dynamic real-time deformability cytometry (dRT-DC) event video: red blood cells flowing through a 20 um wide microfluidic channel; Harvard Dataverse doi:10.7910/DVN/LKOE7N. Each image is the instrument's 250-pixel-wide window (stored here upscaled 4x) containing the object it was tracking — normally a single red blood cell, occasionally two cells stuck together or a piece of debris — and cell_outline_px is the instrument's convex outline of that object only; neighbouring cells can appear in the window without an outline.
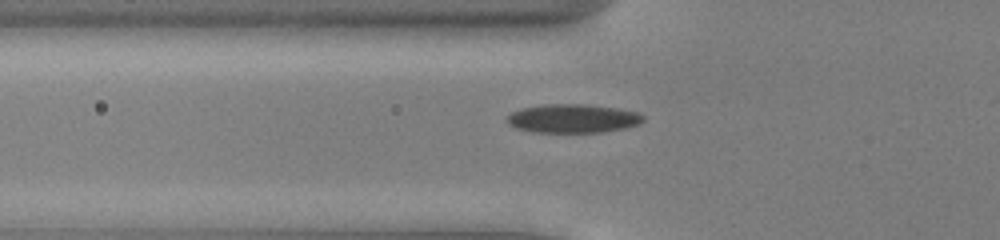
{"species": "common noctule bat (a hibernating species)", "species_latin": "Nyctalus noctula", "temperature_condition": "cold", "stored_images_in_passage": 36, "camera_frame_rate_fps": 3000, "um_per_image_px": 0.085, "animal": {"sex": "male", "body_mass_g": 13.0, "forearm_length_mm": 53.1}, "frame": {"image": 1, "passage_image": 2, "time_ms": 0.333, "image_size_px": [1000, 240], "cell_outline_px": [[644, 120], [640, 124], [624, 128], [604, 132], [532, 132], [516, 128], [508, 124], [504, 120], [512, 112], [524, 108], [544, 104], [584, 104], [616, 108], [636, 112], [644, 116]], "centroid_in_image_um": [48.68, 10.08], "position_along_channel_um": 77.1, "area_um2": 22.77}}
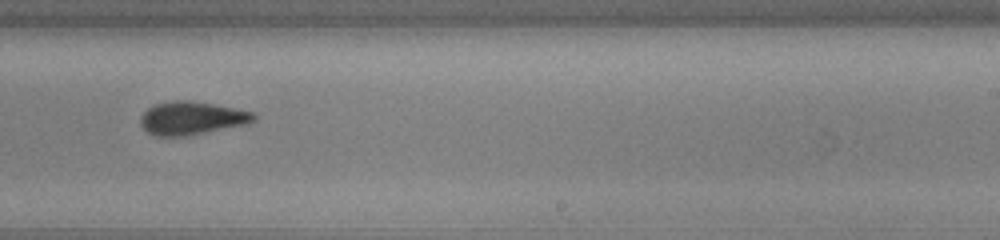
{"frame": {"image": 2, "passage_image": 17, "time_ms": 5.333, "image_size_px": [1000, 240], "cell_outline_px": [[256, 120], [248, 124], [184, 136], [152, 136], [140, 124], [140, 116], [152, 104], [172, 100], [188, 100], [212, 104], [252, 112], [256, 116]], "centroid_in_image_um": [16.25, 10.04], "position_along_channel_um": 272.7, "area_um2": 21.85}}
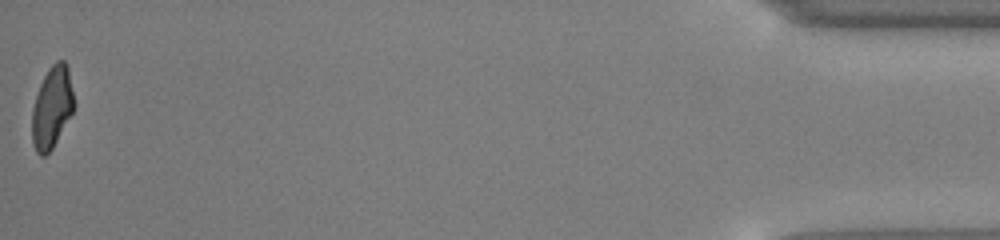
{"frame": {"image": 3, "passage_image": 36, "time_ms": 11.667, "image_size_px": [1000, 240], "cell_outline_px": [[76, 104], [72, 112], [52, 148], [44, 156], [40, 156], [36, 152], [32, 144], [32, 108], [40, 84], [48, 68], [56, 60], [64, 60], [68, 64]], "centroid_in_image_um": [4.43, 9.08], "position_along_channel_um": 430.8, "area_um2": 20.17}, "authors_computed_cell_mechanics": {"area_um2": 21.7906, "velocity_mm_per_s": 3.9194, "shape_relaxation_time_tau1_ms": 2.9659, "shape_relaxation_time_tau2_ms": 2.2772, "deformation_change_tau1": 0.114, "deformation_change_tau2": 0.0602}}